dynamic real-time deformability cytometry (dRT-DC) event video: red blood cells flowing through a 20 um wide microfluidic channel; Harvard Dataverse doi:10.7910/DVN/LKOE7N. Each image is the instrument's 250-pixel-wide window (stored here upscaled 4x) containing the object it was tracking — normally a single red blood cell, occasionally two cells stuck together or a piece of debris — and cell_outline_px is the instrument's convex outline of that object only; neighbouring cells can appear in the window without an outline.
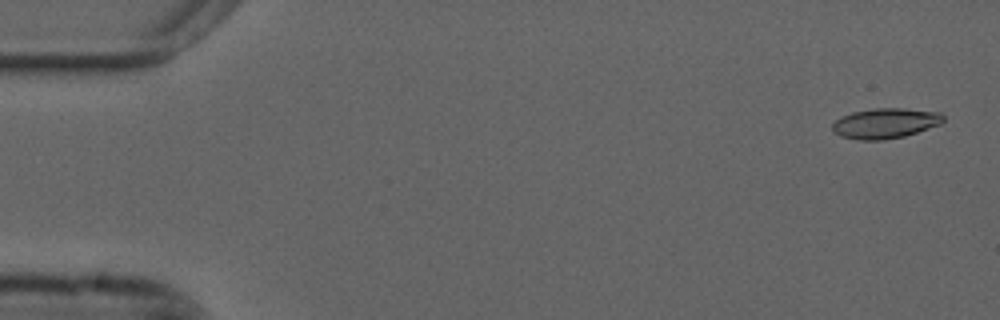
{"species": "common noctule bat (a hibernating species)", "species_latin": "Nyctalus noctula", "temperature_condition": "cold", "stored_images_in_passage": 13, "camera_frame_rate_fps": 3000, "um_per_image_px": 0.085, "animal": {"sex": "male", "forearm_length_mm": 52.5}, "frame": {"image": 1, "passage_image": 2, "time_ms": 0.333, "image_size_px": [1000, 320], "cell_outline_px": [[944, 120], [940, 124], [904, 136], [884, 140], [860, 140], [840, 136], [832, 132], [832, 124], [836, 120], [852, 112], [872, 108], [904, 108], [940, 112], [944, 116]], "centroid_in_image_um": [75.23, 10.47], "position_along_channel_um": 9.8, "area_um2": 19.54}}